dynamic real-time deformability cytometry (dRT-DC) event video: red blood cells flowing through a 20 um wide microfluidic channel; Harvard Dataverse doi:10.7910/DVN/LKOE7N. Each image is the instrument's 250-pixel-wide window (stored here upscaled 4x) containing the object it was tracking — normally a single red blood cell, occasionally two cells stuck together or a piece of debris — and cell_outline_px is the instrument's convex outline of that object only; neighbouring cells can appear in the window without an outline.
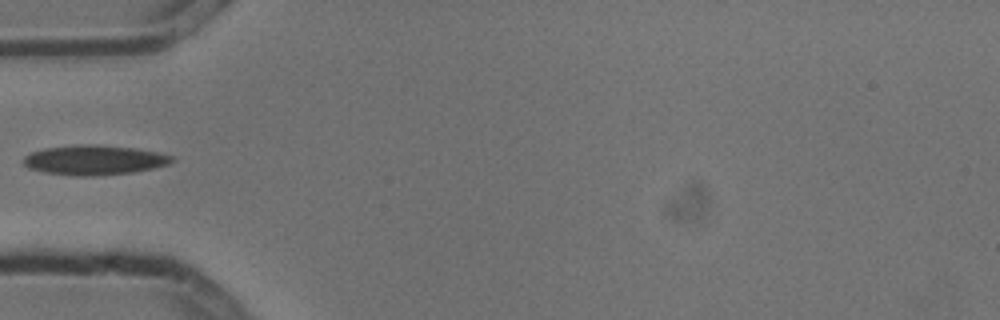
{"species": "common noctule bat (a hibernating species)", "species_latin": "Nyctalus noctula", "temperature_condition": "cold", "stored_images_in_passage": 2, "camera_frame_rate_fps": 3000, "um_per_image_px": 0.085, "animal": {"sex": "male", "body_mass_g": 13.3}, "frame": {"image": 1, "passage_image": 2, "time_ms": 0.333, "image_size_px": [1000, 320], "cell_outline_px": [[176, 160], [168, 164], [156, 168], [132, 172], [92, 176], [76, 176], [48, 172], [28, 168], [24, 164], [24, 156], [32, 152], [44, 148], [76, 144], [96, 144], [136, 148], [156, 152], [172, 156]], "centroid_in_image_um": [8.04, 13.59], "position_along_channel_um": 77.0, "area_um2": 25.72}}